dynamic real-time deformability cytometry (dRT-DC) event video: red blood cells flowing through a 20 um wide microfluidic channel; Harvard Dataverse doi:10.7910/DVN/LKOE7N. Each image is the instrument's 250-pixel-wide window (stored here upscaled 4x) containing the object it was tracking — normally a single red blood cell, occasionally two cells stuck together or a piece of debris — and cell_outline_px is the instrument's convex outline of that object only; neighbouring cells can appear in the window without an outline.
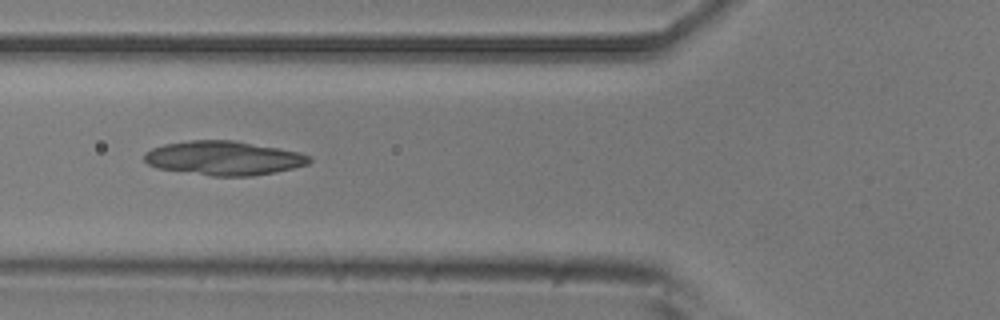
{"species": "common noctule bat (a hibernating species)", "species_latin": "Nyctalus noctula", "temperature_condition": "room temperature", "stored_images_in_passage": 14, "camera_frame_rate_fps": 3000, "um_per_image_px": 0.085, "animal": {"sex": "male", "body_mass_g": 20.5, "forearm_length_mm": 52.5}, "frame": {"image": 1, "passage_image": 4, "time_ms": 4.333, "image_size_px": [1000, 320], "cell_outline_px": [[312, 160], [308, 164], [276, 172], [252, 176], [212, 176], [156, 168], [148, 164], [144, 160], [144, 152], [152, 148], [164, 144], [188, 140], [236, 140], [300, 152], [308, 156]], "centroid_in_image_um": [19.0, 13.43], "position_along_channel_um": 106.8, "area_um2": 32.95}}
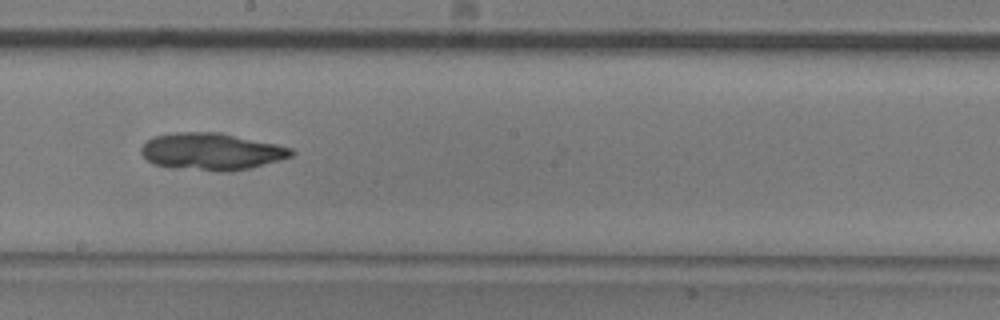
{"frame": {"image": 2, "passage_image": 7, "time_ms": 7.667, "image_size_px": [1000, 320], "cell_outline_px": [[296, 152], [292, 156], [280, 160], [248, 168], [228, 172], [172, 168], [152, 164], [140, 152], [140, 148], [152, 136], [176, 132], [220, 132], [276, 144], [292, 148]], "centroid_in_image_um": [17.96, 12.88], "position_along_channel_um": 230.2, "area_um2": 32.54}}
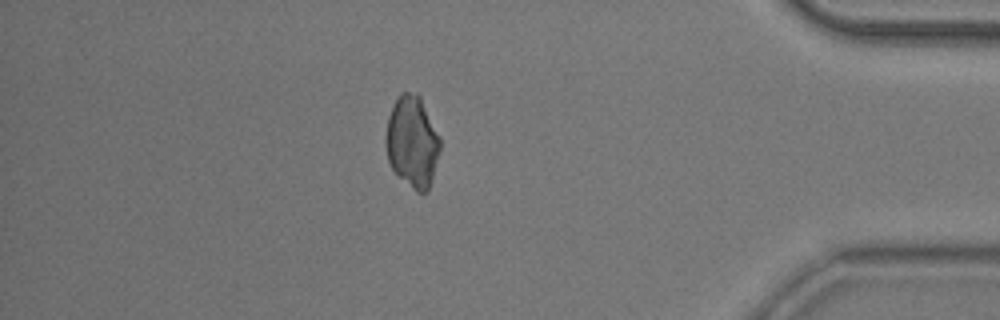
{"frame": {"image": 3, "passage_image": 12, "time_ms": 13.333, "image_size_px": [1000, 320], "cell_outline_px": [[440, 148], [432, 180], [428, 192], [416, 192], [392, 168], [388, 160], [384, 140], [384, 136], [388, 116], [400, 92], [416, 92], [420, 96], [440, 136]], "centroid_in_image_um": [35.04, 12.03], "position_along_channel_um": 400.2, "area_um2": 29.02}}